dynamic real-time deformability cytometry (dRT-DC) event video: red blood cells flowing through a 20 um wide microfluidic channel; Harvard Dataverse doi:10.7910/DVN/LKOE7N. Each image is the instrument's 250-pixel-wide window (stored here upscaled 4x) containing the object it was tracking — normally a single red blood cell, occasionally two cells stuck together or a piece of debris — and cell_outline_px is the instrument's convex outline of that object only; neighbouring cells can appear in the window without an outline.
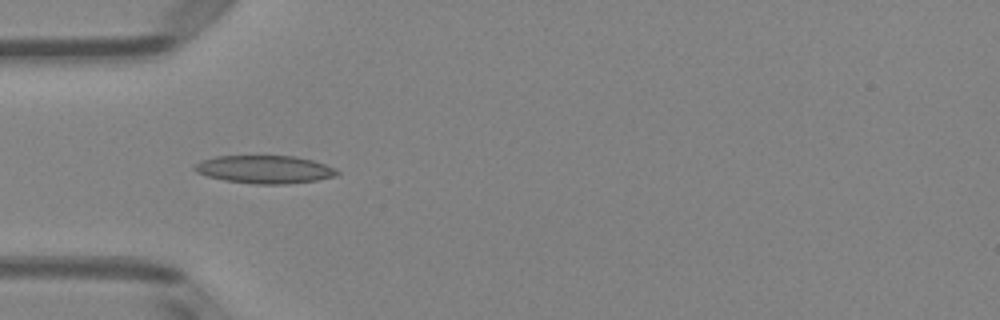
{"species": "Egyptian fruit bat (a non-hibernating species)", "species_latin": "Rousettus aegyptiacus", "temperature_condition": "room temperature", "stored_images_in_passage": 36, "camera_frame_rate_fps": 3000, "um_per_image_px": 0.085, "animal": {"sex": "female"}, "frame": {"image": 1, "passage_image": 1, "time_ms": 0.0, "image_size_px": [1000, 320], "cell_outline_px": [[340, 172], [336, 176], [316, 180], [288, 184], [256, 184], [224, 180], [208, 176], [196, 172], [192, 168], [200, 160], [216, 156], [296, 156], [312, 160], [336, 168]], "centroid_in_image_um": [22.5, 14.4], "position_along_channel_um": 62.5, "area_um2": 23.24}}
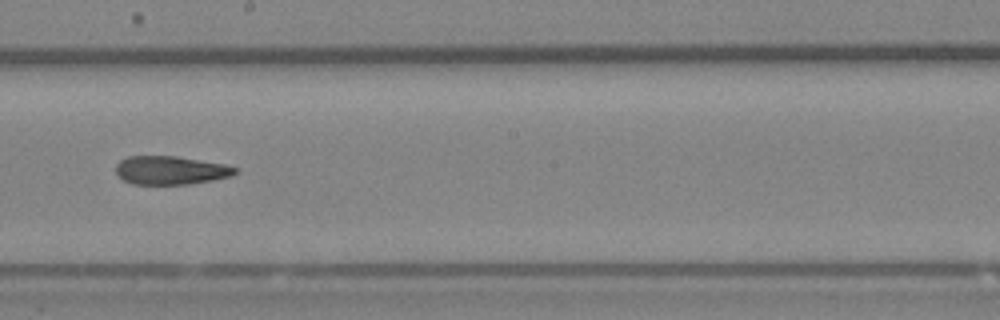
{"frame": {"image": 2, "passage_image": 14, "time_ms": 4.333, "image_size_px": [1000, 320], "cell_outline_px": [[236, 172], [232, 176], [212, 180], [188, 184], [132, 184], [124, 180], [116, 172], [116, 164], [120, 160], [128, 156], [176, 156], [224, 164], [236, 168]], "centroid_in_image_um": [14.48, 14.47], "position_along_channel_um": 233.7, "area_um2": 19.65}}
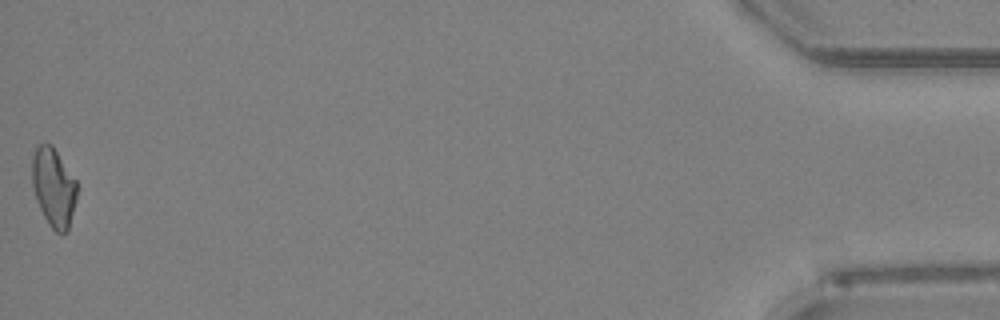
{"frame": {"image": 3, "passage_image": 36, "time_ms": 11.667, "image_size_px": [1000, 320], "cell_outline_px": [[76, 200], [68, 232], [56, 232], [48, 224], [36, 200], [32, 184], [32, 156], [36, 148], [40, 144], [52, 144], [76, 180]], "centroid_in_image_um": [4.55, 15.93], "position_along_channel_um": 430.6, "area_um2": 20.52}, "authors_computed_cell_mechanics": {"area_um2": 20.4612, "velocity_mm_per_s": 3.9958, "shape_relaxation_time_tau1_ms": null, "shape_relaxation_time_tau2_ms": 7.4978, "deformation_change_tau1": null, "deformation_change_tau2": 0.1724}}